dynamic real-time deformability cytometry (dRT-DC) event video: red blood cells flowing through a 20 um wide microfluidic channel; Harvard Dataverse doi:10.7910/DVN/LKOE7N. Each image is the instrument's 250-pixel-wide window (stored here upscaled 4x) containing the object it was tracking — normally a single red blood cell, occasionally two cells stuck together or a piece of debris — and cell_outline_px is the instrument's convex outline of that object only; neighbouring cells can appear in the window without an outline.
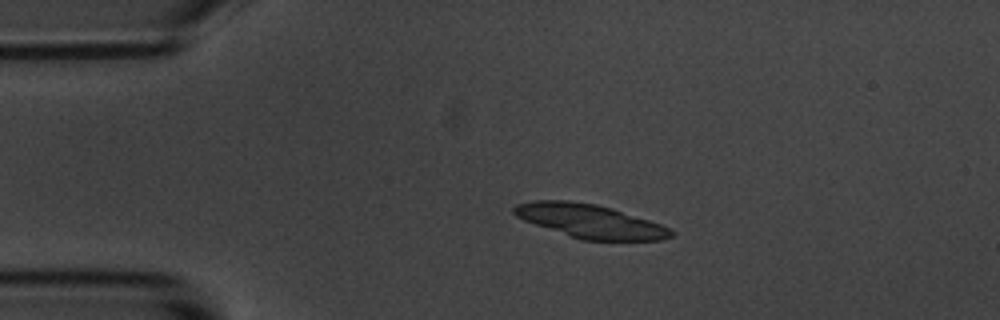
{"species": "common noctule bat (a hibernating species)", "species_latin": "Nyctalus noctula", "temperature_condition": "room temperature", "stored_images_in_passage": 5, "camera_frame_rate_fps": 3000, "um_per_image_px": 0.085, "animal": {"sex": "male", "body_mass_g": 20.1, "forearm_length_mm": 53.5}, "frame": {"image": 1, "passage_image": 3, "time_ms": 2.333, "image_size_px": [1000, 320], "cell_outline_px": [[672, 236], [664, 240], [580, 240], [524, 220], [516, 216], [512, 212], [512, 208], [516, 204], [536, 200], [568, 200], [596, 204], [612, 208], [672, 228]], "centroid_in_image_um": [50.14, 18.79], "position_along_channel_um": 34.9, "area_um2": 30.69}}